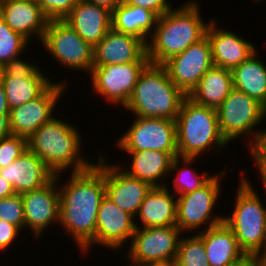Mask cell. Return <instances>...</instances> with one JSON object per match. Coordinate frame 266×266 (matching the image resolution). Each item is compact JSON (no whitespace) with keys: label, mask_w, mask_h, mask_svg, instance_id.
<instances>
[{"label":"cell","mask_w":266,"mask_h":266,"mask_svg":"<svg viewBox=\"0 0 266 266\" xmlns=\"http://www.w3.org/2000/svg\"><path fill=\"white\" fill-rule=\"evenodd\" d=\"M98 158V163L89 168L71 172L62 186H59L61 174H58V223L74 238L78 249L86 253L96 244L98 209L105 197L104 158L101 155Z\"/></svg>","instance_id":"6da1fadb"},{"label":"cell","mask_w":266,"mask_h":266,"mask_svg":"<svg viewBox=\"0 0 266 266\" xmlns=\"http://www.w3.org/2000/svg\"><path fill=\"white\" fill-rule=\"evenodd\" d=\"M184 3L157 18L151 39L146 43L150 63L163 64L206 35L209 22H204L199 3L195 0Z\"/></svg>","instance_id":"7a4b0ae2"},{"label":"cell","mask_w":266,"mask_h":266,"mask_svg":"<svg viewBox=\"0 0 266 266\" xmlns=\"http://www.w3.org/2000/svg\"><path fill=\"white\" fill-rule=\"evenodd\" d=\"M72 123L52 117L28 138V148L55 174L79 172L91 163L81 156V134ZM81 156V157H80Z\"/></svg>","instance_id":"3957f363"},{"label":"cell","mask_w":266,"mask_h":266,"mask_svg":"<svg viewBox=\"0 0 266 266\" xmlns=\"http://www.w3.org/2000/svg\"><path fill=\"white\" fill-rule=\"evenodd\" d=\"M186 97L171 81L162 64L149 62L124 108L138 117L175 120Z\"/></svg>","instance_id":"277c9868"},{"label":"cell","mask_w":266,"mask_h":266,"mask_svg":"<svg viewBox=\"0 0 266 266\" xmlns=\"http://www.w3.org/2000/svg\"><path fill=\"white\" fill-rule=\"evenodd\" d=\"M175 122L178 156L199 158L211 147L222 152L228 144L219 128L217 110L199 105L189 97L183 100Z\"/></svg>","instance_id":"5b68a950"},{"label":"cell","mask_w":266,"mask_h":266,"mask_svg":"<svg viewBox=\"0 0 266 266\" xmlns=\"http://www.w3.org/2000/svg\"><path fill=\"white\" fill-rule=\"evenodd\" d=\"M232 214L224 223L232 230L247 256H257L266 246V206L245 177L240 178Z\"/></svg>","instance_id":"8992f818"},{"label":"cell","mask_w":266,"mask_h":266,"mask_svg":"<svg viewBox=\"0 0 266 266\" xmlns=\"http://www.w3.org/2000/svg\"><path fill=\"white\" fill-rule=\"evenodd\" d=\"M216 110L220 131L228 143L250 134V144L247 146L250 147V153L261 147L266 129L258 130L256 127L266 119V107L263 104L233 88Z\"/></svg>","instance_id":"52a82bcc"},{"label":"cell","mask_w":266,"mask_h":266,"mask_svg":"<svg viewBox=\"0 0 266 266\" xmlns=\"http://www.w3.org/2000/svg\"><path fill=\"white\" fill-rule=\"evenodd\" d=\"M218 175L213 177L202 187L193 192L177 196V218L176 226L181 232L196 231L204 227L208 229L224 222V216L213 215L215 206L219 196L221 187V179L226 172L221 170ZM212 219V220H211Z\"/></svg>","instance_id":"ba28073f"},{"label":"cell","mask_w":266,"mask_h":266,"mask_svg":"<svg viewBox=\"0 0 266 266\" xmlns=\"http://www.w3.org/2000/svg\"><path fill=\"white\" fill-rule=\"evenodd\" d=\"M40 43L60 66L90 74L94 48L64 19L49 20Z\"/></svg>","instance_id":"9c48e42d"},{"label":"cell","mask_w":266,"mask_h":266,"mask_svg":"<svg viewBox=\"0 0 266 266\" xmlns=\"http://www.w3.org/2000/svg\"><path fill=\"white\" fill-rule=\"evenodd\" d=\"M115 143L122 151L156 150L178 156L176 122L166 118L135 117Z\"/></svg>","instance_id":"30bf717a"},{"label":"cell","mask_w":266,"mask_h":266,"mask_svg":"<svg viewBox=\"0 0 266 266\" xmlns=\"http://www.w3.org/2000/svg\"><path fill=\"white\" fill-rule=\"evenodd\" d=\"M149 62H129L93 66L89 74L93 92L114 106L123 107L129 101L142 70Z\"/></svg>","instance_id":"8fae6325"},{"label":"cell","mask_w":266,"mask_h":266,"mask_svg":"<svg viewBox=\"0 0 266 266\" xmlns=\"http://www.w3.org/2000/svg\"><path fill=\"white\" fill-rule=\"evenodd\" d=\"M181 234L177 226L137 227L130 240L128 259L174 264Z\"/></svg>","instance_id":"7c38bea8"},{"label":"cell","mask_w":266,"mask_h":266,"mask_svg":"<svg viewBox=\"0 0 266 266\" xmlns=\"http://www.w3.org/2000/svg\"><path fill=\"white\" fill-rule=\"evenodd\" d=\"M162 65L171 81L188 96L201 77L214 66L209 38L205 35Z\"/></svg>","instance_id":"4fadbf2b"},{"label":"cell","mask_w":266,"mask_h":266,"mask_svg":"<svg viewBox=\"0 0 266 266\" xmlns=\"http://www.w3.org/2000/svg\"><path fill=\"white\" fill-rule=\"evenodd\" d=\"M67 85L62 81L53 82L39 97L15 107L9 112L10 127L13 135L28 139L38 128L54 115Z\"/></svg>","instance_id":"5bb4252c"},{"label":"cell","mask_w":266,"mask_h":266,"mask_svg":"<svg viewBox=\"0 0 266 266\" xmlns=\"http://www.w3.org/2000/svg\"><path fill=\"white\" fill-rule=\"evenodd\" d=\"M58 175L44 186L22 193L25 228L40 238L49 226L59 221ZM57 188V189H56Z\"/></svg>","instance_id":"9a60e30c"},{"label":"cell","mask_w":266,"mask_h":266,"mask_svg":"<svg viewBox=\"0 0 266 266\" xmlns=\"http://www.w3.org/2000/svg\"><path fill=\"white\" fill-rule=\"evenodd\" d=\"M104 160L105 196L135 219L152 186L128 175L122 165L106 164Z\"/></svg>","instance_id":"2e32d148"},{"label":"cell","mask_w":266,"mask_h":266,"mask_svg":"<svg viewBox=\"0 0 266 266\" xmlns=\"http://www.w3.org/2000/svg\"><path fill=\"white\" fill-rule=\"evenodd\" d=\"M135 218L120 209L106 196L98 209L96 226V244L119 250L130 241L135 232Z\"/></svg>","instance_id":"e0dca14e"},{"label":"cell","mask_w":266,"mask_h":266,"mask_svg":"<svg viewBox=\"0 0 266 266\" xmlns=\"http://www.w3.org/2000/svg\"><path fill=\"white\" fill-rule=\"evenodd\" d=\"M149 62L146 44L139 38L111 28L94 47L93 66Z\"/></svg>","instance_id":"ac0fdd59"},{"label":"cell","mask_w":266,"mask_h":266,"mask_svg":"<svg viewBox=\"0 0 266 266\" xmlns=\"http://www.w3.org/2000/svg\"><path fill=\"white\" fill-rule=\"evenodd\" d=\"M216 24L212 19L206 29L214 66L232 70L257 51L253 42L244 40L231 30H222Z\"/></svg>","instance_id":"d6986e66"},{"label":"cell","mask_w":266,"mask_h":266,"mask_svg":"<svg viewBox=\"0 0 266 266\" xmlns=\"http://www.w3.org/2000/svg\"><path fill=\"white\" fill-rule=\"evenodd\" d=\"M0 176L13 186L16 194H22L44 186L55 174L28 148L10 165L1 168Z\"/></svg>","instance_id":"ffe728a7"},{"label":"cell","mask_w":266,"mask_h":266,"mask_svg":"<svg viewBox=\"0 0 266 266\" xmlns=\"http://www.w3.org/2000/svg\"><path fill=\"white\" fill-rule=\"evenodd\" d=\"M64 20L94 48L112 28V11L79 0Z\"/></svg>","instance_id":"44dd1931"},{"label":"cell","mask_w":266,"mask_h":266,"mask_svg":"<svg viewBox=\"0 0 266 266\" xmlns=\"http://www.w3.org/2000/svg\"><path fill=\"white\" fill-rule=\"evenodd\" d=\"M0 17L13 31L28 40L37 35L40 42L49 21L36 0H0Z\"/></svg>","instance_id":"7402d4cb"},{"label":"cell","mask_w":266,"mask_h":266,"mask_svg":"<svg viewBox=\"0 0 266 266\" xmlns=\"http://www.w3.org/2000/svg\"><path fill=\"white\" fill-rule=\"evenodd\" d=\"M196 234L204 242L210 266H232L247 257L234 233L224 222Z\"/></svg>","instance_id":"603a6c76"},{"label":"cell","mask_w":266,"mask_h":266,"mask_svg":"<svg viewBox=\"0 0 266 266\" xmlns=\"http://www.w3.org/2000/svg\"><path fill=\"white\" fill-rule=\"evenodd\" d=\"M168 188L170 187L151 188L136 215L140 218L138 221H141L142 227L135 223L136 228L176 226L177 196L170 193Z\"/></svg>","instance_id":"cb8c5ba5"},{"label":"cell","mask_w":266,"mask_h":266,"mask_svg":"<svg viewBox=\"0 0 266 266\" xmlns=\"http://www.w3.org/2000/svg\"><path fill=\"white\" fill-rule=\"evenodd\" d=\"M132 156L131 167L124 168L128 175L149 183L152 187L166 186L164 178L170 174L174 157L169 152L156 150L124 151ZM163 177V180H161ZM163 183V184H162Z\"/></svg>","instance_id":"d4e9b609"},{"label":"cell","mask_w":266,"mask_h":266,"mask_svg":"<svg viewBox=\"0 0 266 266\" xmlns=\"http://www.w3.org/2000/svg\"><path fill=\"white\" fill-rule=\"evenodd\" d=\"M232 89L231 70L213 66L187 97L199 105L217 109Z\"/></svg>","instance_id":"484cf974"},{"label":"cell","mask_w":266,"mask_h":266,"mask_svg":"<svg viewBox=\"0 0 266 266\" xmlns=\"http://www.w3.org/2000/svg\"><path fill=\"white\" fill-rule=\"evenodd\" d=\"M157 18L151 10L128 5L122 1L112 11V28L135 36L146 44L155 28Z\"/></svg>","instance_id":"4316f807"},{"label":"cell","mask_w":266,"mask_h":266,"mask_svg":"<svg viewBox=\"0 0 266 266\" xmlns=\"http://www.w3.org/2000/svg\"><path fill=\"white\" fill-rule=\"evenodd\" d=\"M257 58L256 51L231 70L233 88L255 98L266 107V64Z\"/></svg>","instance_id":"83f0119b"},{"label":"cell","mask_w":266,"mask_h":266,"mask_svg":"<svg viewBox=\"0 0 266 266\" xmlns=\"http://www.w3.org/2000/svg\"><path fill=\"white\" fill-rule=\"evenodd\" d=\"M0 82L10 110L39 97L53 83L41 68L34 75L0 77Z\"/></svg>","instance_id":"f1b7e54d"},{"label":"cell","mask_w":266,"mask_h":266,"mask_svg":"<svg viewBox=\"0 0 266 266\" xmlns=\"http://www.w3.org/2000/svg\"><path fill=\"white\" fill-rule=\"evenodd\" d=\"M181 159V160H180ZM197 157H181L176 156L171 164L170 173H174L175 171L176 177L172 180V185H174V189L172 193L176 196L184 195L190 192L195 191L196 189H199L203 185H205L214 174L208 176L207 172L206 174H199L195 171V169L191 168V164H194L193 162H196ZM183 161V162H182ZM184 163V165L181 166V163ZM194 170V171H193Z\"/></svg>","instance_id":"f546056e"},{"label":"cell","mask_w":266,"mask_h":266,"mask_svg":"<svg viewBox=\"0 0 266 266\" xmlns=\"http://www.w3.org/2000/svg\"><path fill=\"white\" fill-rule=\"evenodd\" d=\"M173 266H210L204 242L197 234L181 237Z\"/></svg>","instance_id":"4dcf8cb0"},{"label":"cell","mask_w":266,"mask_h":266,"mask_svg":"<svg viewBox=\"0 0 266 266\" xmlns=\"http://www.w3.org/2000/svg\"><path fill=\"white\" fill-rule=\"evenodd\" d=\"M28 42L26 37L13 31L0 17V67L6 62L20 57L27 49Z\"/></svg>","instance_id":"1f68e13d"},{"label":"cell","mask_w":266,"mask_h":266,"mask_svg":"<svg viewBox=\"0 0 266 266\" xmlns=\"http://www.w3.org/2000/svg\"><path fill=\"white\" fill-rule=\"evenodd\" d=\"M0 221L9 222L21 231L25 228L24 207L21 194L0 199Z\"/></svg>","instance_id":"d6a6232c"},{"label":"cell","mask_w":266,"mask_h":266,"mask_svg":"<svg viewBox=\"0 0 266 266\" xmlns=\"http://www.w3.org/2000/svg\"><path fill=\"white\" fill-rule=\"evenodd\" d=\"M28 149V139L10 135L0 139V169L7 167Z\"/></svg>","instance_id":"836d02e7"},{"label":"cell","mask_w":266,"mask_h":266,"mask_svg":"<svg viewBox=\"0 0 266 266\" xmlns=\"http://www.w3.org/2000/svg\"><path fill=\"white\" fill-rule=\"evenodd\" d=\"M49 20L64 19L79 0H36Z\"/></svg>","instance_id":"e575fe53"},{"label":"cell","mask_w":266,"mask_h":266,"mask_svg":"<svg viewBox=\"0 0 266 266\" xmlns=\"http://www.w3.org/2000/svg\"><path fill=\"white\" fill-rule=\"evenodd\" d=\"M12 59L0 67V77H16L20 75H34L40 68L37 64L29 63L20 59Z\"/></svg>","instance_id":"d590c367"},{"label":"cell","mask_w":266,"mask_h":266,"mask_svg":"<svg viewBox=\"0 0 266 266\" xmlns=\"http://www.w3.org/2000/svg\"><path fill=\"white\" fill-rule=\"evenodd\" d=\"M124 3L132 6H138L145 8L147 10H151L158 17L168 12L171 7V3L168 0H122Z\"/></svg>","instance_id":"8d00e7d4"},{"label":"cell","mask_w":266,"mask_h":266,"mask_svg":"<svg viewBox=\"0 0 266 266\" xmlns=\"http://www.w3.org/2000/svg\"><path fill=\"white\" fill-rule=\"evenodd\" d=\"M20 229L5 221H0V251L4 253L9 246L13 244L14 241H16V238L18 237V234L20 233Z\"/></svg>","instance_id":"74e56055"},{"label":"cell","mask_w":266,"mask_h":266,"mask_svg":"<svg viewBox=\"0 0 266 266\" xmlns=\"http://www.w3.org/2000/svg\"><path fill=\"white\" fill-rule=\"evenodd\" d=\"M252 158L254 159V162H256L255 164H257V168H259V178L262 179L263 181V185L265 187L266 190V158L258 151L255 150L253 152H251Z\"/></svg>","instance_id":"f35d334b"},{"label":"cell","mask_w":266,"mask_h":266,"mask_svg":"<svg viewBox=\"0 0 266 266\" xmlns=\"http://www.w3.org/2000/svg\"><path fill=\"white\" fill-rule=\"evenodd\" d=\"M12 135L9 114H0V139Z\"/></svg>","instance_id":"ab89813d"},{"label":"cell","mask_w":266,"mask_h":266,"mask_svg":"<svg viewBox=\"0 0 266 266\" xmlns=\"http://www.w3.org/2000/svg\"><path fill=\"white\" fill-rule=\"evenodd\" d=\"M14 194L16 193L13 189V186L5 179L3 180L0 176V199L10 197Z\"/></svg>","instance_id":"60d3db41"},{"label":"cell","mask_w":266,"mask_h":266,"mask_svg":"<svg viewBox=\"0 0 266 266\" xmlns=\"http://www.w3.org/2000/svg\"><path fill=\"white\" fill-rule=\"evenodd\" d=\"M84 1L93 3L98 6L106 7L111 11H113L122 2V0H84Z\"/></svg>","instance_id":"b9f144b4"},{"label":"cell","mask_w":266,"mask_h":266,"mask_svg":"<svg viewBox=\"0 0 266 266\" xmlns=\"http://www.w3.org/2000/svg\"><path fill=\"white\" fill-rule=\"evenodd\" d=\"M10 108L3 87L0 85V114H9Z\"/></svg>","instance_id":"7bdbcfd3"},{"label":"cell","mask_w":266,"mask_h":266,"mask_svg":"<svg viewBox=\"0 0 266 266\" xmlns=\"http://www.w3.org/2000/svg\"><path fill=\"white\" fill-rule=\"evenodd\" d=\"M232 266H260V263L257 256H247Z\"/></svg>","instance_id":"ee69618b"},{"label":"cell","mask_w":266,"mask_h":266,"mask_svg":"<svg viewBox=\"0 0 266 266\" xmlns=\"http://www.w3.org/2000/svg\"><path fill=\"white\" fill-rule=\"evenodd\" d=\"M132 264L130 266H173L171 263L167 262H142L131 260Z\"/></svg>","instance_id":"f6af8a7d"},{"label":"cell","mask_w":266,"mask_h":266,"mask_svg":"<svg viewBox=\"0 0 266 266\" xmlns=\"http://www.w3.org/2000/svg\"><path fill=\"white\" fill-rule=\"evenodd\" d=\"M262 253V254H261ZM260 266H266V246L264 249L260 252V254L257 255Z\"/></svg>","instance_id":"bcb514c9"},{"label":"cell","mask_w":266,"mask_h":266,"mask_svg":"<svg viewBox=\"0 0 266 266\" xmlns=\"http://www.w3.org/2000/svg\"><path fill=\"white\" fill-rule=\"evenodd\" d=\"M258 151L266 158V133H265L263 143L261 147L258 149Z\"/></svg>","instance_id":"7dc6e473"}]
</instances>
